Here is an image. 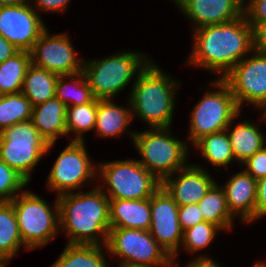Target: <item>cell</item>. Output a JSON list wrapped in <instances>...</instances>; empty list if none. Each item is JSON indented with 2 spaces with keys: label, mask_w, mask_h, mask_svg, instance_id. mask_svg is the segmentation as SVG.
<instances>
[{
  "label": "cell",
  "mask_w": 266,
  "mask_h": 267,
  "mask_svg": "<svg viewBox=\"0 0 266 267\" xmlns=\"http://www.w3.org/2000/svg\"><path fill=\"white\" fill-rule=\"evenodd\" d=\"M193 30V50L187 64L218 73V79H223L254 51L253 28L245 15L231 22Z\"/></svg>",
  "instance_id": "1"
},
{
  "label": "cell",
  "mask_w": 266,
  "mask_h": 267,
  "mask_svg": "<svg viewBox=\"0 0 266 267\" xmlns=\"http://www.w3.org/2000/svg\"><path fill=\"white\" fill-rule=\"evenodd\" d=\"M56 198L60 230L66 233L68 244L106 245L111 229L109 198L98 185L85 193H66Z\"/></svg>",
  "instance_id": "2"
},
{
  "label": "cell",
  "mask_w": 266,
  "mask_h": 267,
  "mask_svg": "<svg viewBox=\"0 0 266 267\" xmlns=\"http://www.w3.org/2000/svg\"><path fill=\"white\" fill-rule=\"evenodd\" d=\"M179 86V82L150 61L133 81L129 93L132 117L137 116L149 128L170 127Z\"/></svg>",
  "instance_id": "3"
},
{
  "label": "cell",
  "mask_w": 266,
  "mask_h": 267,
  "mask_svg": "<svg viewBox=\"0 0 266 267\" xmlns=\"http://www.w3.org/2000/svg\"><path fill=\"white\" fill-rule=\"evenodd\" d=\"M127 133L141 155L138 162L161 182L188 165L189 144L173 137L170 127Z\"/></svg>",
  "instance_id": "4"
},
{
  "label": "cell",
  "mask_w": 266,
  "mask_h": 267,
  "mask_svg": "<svg viewBox=\"0 0 266 267\" xmlns=\"http://www.w3.org/2000/svg\"><path fill=\"white\" fill-rule=\"evenodd\" d=\"M150 61L143 53L122 51L107 58L84 61L83 72L95 98L113 99Z\"/></svg>",
  "instance_id": "5"
},
{
  "label": "cell",
  "mask_w": 266,
  "mask_h": 267,
  "mask_svg": "<svg viewBox=\"0 0 266 267\" xmlns=\"http://www.w3.org/2000/svg\"><path fill=\"white\" fill-rule=\"evenodd\" d=\"M10 203L26 250L45 246L60 231L58 199L51 206L34 192L25 190Z\"/></svg>",
  "instance_id": "6"
},
{
  "label": "cell",
  "mask_w": 266,
  "mask_h": 267,
  "mask_svg": "<svg viewBox=\"0 0 266 267\" xmlns=\"http://www.w3.org/2000/svg\"><path fill=\"white\" fill-rule=\"evenodd\" d=\"M94 164L97 176L106 184V187L98 186L109 199L150 198L162 186V182L135 158Z\"/></svg>",
  "instance_id": "7"
},
{
  "label": "cell",
  "mask_w": 266,
  "mask_h": 267,
  "mask_svg": "<svg viewBox=\"0 0 266 267\" xmlns=\"http://www.w3.org/2000/svg\"><path fill=\"white\" fill-rule=\"evenodd\" d=\"M215 90L206 94L192 108L188 137L194 145L203 136L224 131L241 113L229 85L223 79L211 82ZM217 89V90H216Z\"/></svg>",
  "instance_id": "8"
},
{
  "label": "cell",
  "mask_w": 266,
  "mask_h": 267,
  "mask_svg": "<svg viewBox=\"0 0 266 267\" xmlns=\"http://www.w3.org/2000/svg\"><path fill=\"white\" fill-rule=\"evenodd\" d=\"M54 145L48 144L31 120L19 122L0 133V159L30 182L32 170Z\"/></svg>",
  "instance_id": "9"
},
{
  "label": "cell",
  "mask_w": 266,
  "mask_h": 267,
  "mask_svg": "<svg viewBox=\"0 0 266 267\" xmlns=\"http://www.w3.org/2000/svg\"><path fill=\"white\" fill-rule=\"evenodd\" d=\"M106 254L121 258L119 265L131 267H175L148 230L111 228Z\"/></svg>",
  "instance_id": "10"
},
{
  "label": "cell",
  "mask_w": 266,
  "mask_h": 267,
  "mask_svg": "<svg viewBox=\"0 0 266 267\" xmlns=\"http://www.w3.org/2000/svg\"><path fill=\"white\" fill-rule=\"evenodd\" d=\"M86 142L71 141L60 152L47 178V187L57 196L74 193L88 181H95L97 166L92 164L86 149ZM95 177V178H94Z\"/></svg>",
  "instance_id": "11"
},
{
  "label": "cell",
  "mask_w": 266,
  "mask_h": 267,
  "mask_svg": "<svg viewBox=\"0 0 266 267\" xmlns=\"http://www.w3.org/2000/svg\"><path fill=\"white\" fill-rule=\"evenodd\" d=\"M241 109L244 102L261 110L266 105V54L253 51L223 78Z\"/></svg>",
  "instance_id": "12"
},
{
  "label": "cell",
  "mask_w": 266,
  "mask_h": 267,
  "mask_svg": "<svg viewBox=\"0 0 266 267\" xmlns=\"http://www.w3.org/2000/svg\"><path fill=\"white\" fill-rule=\"evenodd\" d=\"M31 63L57 75H71L83 71L84 60L77 57L68 34H52L48 28L34 44Z\"/></svg>",
  "instance_id": "13"
},
{
  "label": "cell",
  "mask_w": 266,
  "mask_h": 267,
  "mask_svg": "<svg viewBox=\"0 0 266 267\" xmlns=\"http://www.w3.org/2000/svg\"><path fill=\"white\" fill-rule=\"evenodd\" d=\"M151 225L149 232L159 246L168 254L176 265L180 250L183 230L178 219V205L161 186L151 197Z\"/></svg>",
  "instance_id": "14"
},
{
  "label": "cell",
  "mask_w": 266,
  "mask_h": 267,
  "mask_svg": "<svg viewBox=\"0 0 266 267\" xmlns=\"http://www.w3.org/2000/svg\"><path fill=\"white\" fill-rule=\"evenodd\" d=\"M0 7V35L18 51L30 52L47 29L33 3Z\"/></svg>",
  "instance_id": "15"
},
{
  "label": "cell",
  "mask_w": 266,
  "mask_h": 267,
  "mask_svg": "<svg viewBox=\"0 0 266 267\" xmlns=\"http://www.w3.org/2000/svg\"><path fill=\"white\" fill-rule=\"evenodd\" d=\"M206 170L199 165L190 163L176 173L167 176L162 181V187L178 206L196 204L216 183ZM174 175L176 176L175 179L173 178Z\"/></svg>",
  "instance_id": "16"
},
{
  "label": "cell",
  "mask_w": 266,
  "mask_h": 267,
  "mask_svg": "<svg viewBox=\"0 0 266 267\" xmlns=\"http://www.w3.org/2000/svg\"><path fill=\"white\" fill-rule=\"evenodd\" d=\"M181 12L195 24L203 26L223 24L244 15L242 0H185L179 7Z\"/></svg>",
  "instance_id": "17"
},
{
  "label": "cell",
  "mask_w": 266,
  "mask_h": 267,
  "mask_svg": "<svg viewBox=\"0 0 266 267\" xmlns=\"http://www.w3.org/2000/svg\"><path fill=\"white\" fill-rule=\"evenodd\" d=\"M226 195L230 213L244 223L255 222V206L257 199V180L243 169L234 174L221 186ZM242 219V220H241Z\"/></svg>",
  "instance_id": "18"
},
{
  "label": "cell",
  "mask_w": 266,
  "mask_h": 267,
  "mask_svg": "<svg viewBox=\"0 0 266 267\" xmlns=\"http://www.w3.org/2000/svg\"><path fill=\"white\" fill-rule=\"evenodd\" d=\"M110 228L149 230L150 198L129 200L109 199Z\"/></svg>",
  "instance_id": "19"
},
{
  "label": "cell",
  "mask_w": 266,
  "mask_h": 267,
  "mask_svg": "<svg viewBox=\"0 0 266 267\" xmlns=\"http://www.w3.org/2000/svg\"><path fill=\"white\" fill-rule=\"evenodd\" d=\"M66 110L67 106L56 96L45 103L33 106L31 121L48 144L56 143L60 136H67Z\"/></svg>",
  "instance_id": "20"
},
{
  "label": "cell",
  "mask_w": 266,
  "mask_h": 267,
  "mask_svg": "<svg viewBox=\"0 0 266 267\" xmlns=\"http://www.w3.org/2000/svg\"><path fill=\"white\" fill-rule=\"evenodd\" d=\"M113 99H98L95 133L98 137H119L133 121L130 102L127 106L117 105Z\"/></svg>",
  "instance_id": "21"
},
{
  "label": "cell",
  "mask_w": 266,
  "mask_h": 267,
  "mask_svg": "<svg viewBox=\"0 0 266 267\" xmlns=\"http://www.w3.org/2000/svg\"><path fill=\"white\" fill-rule=\"evenodd\" d=\"M233 123L234 120L226 130L235 160L242 164L266 145V137L259 129L260 125L251 121H241L237 125Z\"/></svg>",
  "instance_id": "22"
},
{
  "label": "cell",
  "mask_w": 266,
  "mask_h": 267,
  "mask_svg": "<svg viewBox=\"0 0 266 267\" xmlns=\"http://www.w3.org/2000/svg\"><path fill=\"white\" fill-rule=\"evenodd\" d=\"M58 76L31 63L26 71L21 92L32 106L45 103L55 97Z\"/></svg>",
  "instance_id": "23"
},
{
  "label": "cell",
  "mask_w": 266,
  "mask_h": 267,
  "mask_svg": "<svg viewBox=\"0 0 266 267\" xmlns=\"http://www.w3.org/2000/svg\"><path fill=\"white\" fill-rule=\"evenodd\" d=\"M103 249L106 245L68 244L50 267H110Z\"/></svg>",
  "instance_id": "24"
},
{
  "label": "cell",
  "mask_w": 266,
  "mask_h": 267,
  "mask_svg": "<svg viewBox=\"0 0 266 267\" xmlns=\"http://www.w3.org/2000/svg\"><path fill=\"white\" fill-rule=\"evenodd\" d=\"M21 247L26 249L13 205L10 202H0V261L8 263Z\"/></svg>",
  "instance_id": "25"
},
{
  "label": "cell",
  "mask_w": 266,
  "mask_h": 267,
  "mask_svg": "<svg viewBox=\"0 0 266 267\" xmlns=\"http://www.w3.org/2000/svg\"><path fill=\"white\" fill-rule=\"evenodd\" d=\"M218 184L216 182L197 204L204 221L211 222L222 230H231L235 217L230 213L225 192Z\"/></svg>",
  "instance_id": "26"
},
{
  "label": "cell",
  "mask_w": 266,
  "mask_h": 267,
  "mask_svg": "<svg viewBox=\"0 0 266 267\" xmlns=\"http://www.w3.org/2000/svg\"><path fill=\"white\" fill-rule=\"evenodd\" d=\"M55 96L67 107L90 103L95 99L83 71L58 76Z\"/></svg>",
  "instance_id": "27"
},
{
  "label": "cell",
  "mask_w": 266,
  "mask_h": 267,
  "mask_svg": "<svg viewBox=\"0 0 266 267\" xmlns=\"http://www.w3.org/2000/svg\"><path fill=\"white\" fill-rule=\"evenodd\" d=\"M193 147L200 150L201 157L215 167H229L235 160L227 130L211 133L199 139Z\"/></svg>",
  "instance_id": "28"
},
{
  "label": "cell",
  "mask_w": 266,
  "mask_h": 267,
  "mask_svg": "<svg viewBox=\"0 0 266 267\" xmlns=\"http://www.w3.org/2000/svg\"><path fill=\"white\" fill-rule=\"evenodd\" d=\"M31 64L28 51H18L11 58L0 63V93L16 94L22 91L26 71Z\"/></svg>",
  "instance_id": "29"
},
{
  "label": "cell",
  "mask_w": 266,
  "mask_h": 267,
  "mask_svg": "<svg viewBox=\"0 0 266 267\" xmlns=\"http://www.w3.org/2000/svg\"><path fill=\"white\" fill-rule=\"evenodd\" d=\"M98 110V99L95 98L92 102L68 106L66 110L65 125L67 135L73 134L74 138L70 141L83 142V135L89 130L95 129L96 114Z\"/></svg>",
  "instance_id": "30"
},
{
  "label": "cell",
  "mask_w": 266,
  "mask_h": 267,
  "mask_svg": "<svg viewBox=\"0 0 266 267\" xmlns=\"http://www.w3.org/2000/svg\"><path fill=\"white\" fill-rule=\"evenodd\" d=\"M32 108L30 101L22 92L2 95L0 98V133L14 124L31 120Z\"/></svg>",
  "instance_id": "31"
},
{
  "label": "cell",
  "mask_w": 266,
  "mask_h": 267,
  "mask_svg": "<svg viewBox=\"0 0 266 267\" xmlns=\"http://www.w3.org/2000/svg\"><path fill=\"white\" fill-rule=\"evenodd\" d=\"M222 231L217 225L203 221L197 225L183 231L181 247L190 253L196 254L200 250L208 247L213 242L219 231ZM217 233V234H216Z\"/></svg>",
  "instance_id": "32"
},
{
  "label": "cell",
  "mask_w": 266,
  "mask_h": 267,
  "mask_svg": "<svg viewBox=\"0 0 266 267\" xmlns=\"http://www.w3.org/2000/svg\"><path fill=\"white\" fill-rule=\"evenodd\" d=\"M29 182L0 159V202H11Z\"/></svg>",
  "instance_id": "33"
},
{
  "label": "cell",
  "mask_w": 266,
  "mask_h": 267,
  "mask_svg": "<svg viewBox=\"0 0 266 267\" xmlns=\"http://www.w3.org/2000/svg\"><path fill=\"white\" fill-rule=\"evenodd\" d=\"M243 169L255 180L266 177V145L242 163Z\"/></svg>",
  "instance_id": "34"
},
{
  "label": "cell",
  "mask_w": 266,
  "mask_h": 267,
  "mask_svg": "<svg viewBox=\"0 0 266 267\" xmlns=\"http://www.w3.org/2000/svg\"><path fill=\"white\" fill-rule=\"evenodd\" d=\"M247 2L244 3V15L249 25L254 28L257 24L266 22V0H249Z\"/></svg>",
  "instance_id": "35"
},
{
  "label": "cell",
  "mask_w": 266,
  "mask_h": 267,
  "mask_svg": "<svg viewBox=\"0 0 266 267\" xmlns=\"http://www.w3.org/2000/svg\"><path fill=\"white\" fill-rule=\"evenodd\" d=\"M178 219L183 231L204 221L197 203L179 206Z\"/></svg>",
  "instance_id": "36"
},
{
  "label": "cell",
  "mask_w": 266,
  "mask_h": 267,
  "mask_svg": "<svg viewBox=\"0 0 266 267\" xmlns=\"http://www.w3.org/2000/svg\"><path fill=\"white\" fill-rule=\"evenodd\" d=\"M70 1L71 0H33L34 5H36H33V8L37 13L40 12L39 10H42L47 13H50L51 11L56 13H64L67 10Z\"/></svg>",
  "instance_id": "37"
},
{
  "label": "cell",
  "mask_w": 266,
  "mask_h": 267,
  "mask_svg": "<svg viewBox=\"0 0 266 267\" xmlns=\"http://www.w3.org/2000/svg\"><path fill=\"white\" fill-rule=\"evenodd\" d=\"M263 216H266V177L257 180L255 221Z\"/></svg>",
  "instance_id": "38"
},
{
  "label": "cell",
  "mask_w": 266,
  "mask_h": 267,
  "mask_svg": "<svg viewBox=\"0 0 266 267\" xmlns=\"http://www.w3.org/2000/svg\"><path fill=\"white\" fill-rule=\"evenodd\" d=\"M254 51L266 54V22L257 24L253 28Z\"/></svg>",
  "instance_id": "39"
},
{
  "label": "cell",
  "mask_w": 266,
  "mask_h": 267,
  "mask_svg": "<svg viewBox=\"0 0 266 267\" xmlns=\"http://www.w3.org/2000/svg\"><path fill=\"white\" fill-rule=\"evenodd\" d=\"M18 50L0 35V63L15 55Z\"/></svg>",
  "instance_id": "40"
},
{
  "label": "cell",
  "mask_w": 266,
  "mask_h": 267,
  "mask_svg": "<svg viewBox=\"0 0 266 267\" xmlns=\"http://www.w3.org/2000/svg\"><path fill=\"white\" fill-rule=\"evenodd\" d=\"M187 267H222L221 265H219L217 262H215L214 259H212L211 257H207V255H200L190 261L187 264Z\"/></svg>",
  "instance_id": "41"
},
{
  "label": "cell",
  "mask_w": 266,
  "mask_h": 267,
  "mask_svg": "<svg viewBox=\"0 0 266 267\" xmlns=\"http://www.w3.org/2000/svg\"><path fill=\"white\" fill-rule=\"evenodd\" d=\"M28 0H0V7L2 6H15L28 3Z\"/></svg>",
  "instance_id": "42"
},
{
  "label": "cell",
  "mask_w": 266,
  "mask_h": 267,
  "mask_svg": "<svg viewBox=\"0 0 266 267\" xmlns=\"http://www.w3.org/2000/svg\"><path fill=\"white\" fill-rule=\"evenodd\" d=\"M171 1V0H170ZM178 8L185 2V0H172Z\"/></svg>",
  "instance_id": "43"
},
{
  "label": "cell",
  "mask_w": 266,
  "mask_h": 267,
  "mask_svg": "<svg viewBox=\"0 0 266 267\" xmlns=\"http://www.w3.org/2000/svg\"><path fill=\"white\" fill-rule=\"evenodd\" d=\"M254 267H266V264L262 262H257L255 263Z\"/></svg>",
  "instance_id": "44"
},
{
  "label": "cell",
  "mask_w": 266,
  "mask_h": 267,
  "mask_svg": "<svg viewBox=\"0 0 266 267\" xmlns=\"http://www.w3.org/2000/svg\"><path fill=\"white\" fill-rule=\"evenodd\" d=\"M6 265H7V262L0 261V267H6Z\"/></svg>",
  "instance_id": "45"
},
{
  "label": "cell",
  "mask_w": 266,
  "mask_h": 267,
  "mask_svg": "<svg viewBox=\"0 0 266 267\" xmlns=\"http://www.w3.org/2000/svg\"><path fill=\"white\" fill-rule=\"evenodd\" d=\"M262 110H263V114L262 115L266 116V105L260 111H262Z\"/></svg>",
  "instance_id": "46"
},
{
  "label": "cell",
  "mask_w": 266,
  "mask_h": 267,
  "mask_svg": "<svg viewBox=\"0 0 266 267\" xmlns=\"http://www.w3.org/2000/svg\"><path fill=\"white\" fill-rule=\"evenodd\" d=\"M118 267H131V266L119 265Z\"/></svg>",
  "instance_id": "47"
}]
</instances>
